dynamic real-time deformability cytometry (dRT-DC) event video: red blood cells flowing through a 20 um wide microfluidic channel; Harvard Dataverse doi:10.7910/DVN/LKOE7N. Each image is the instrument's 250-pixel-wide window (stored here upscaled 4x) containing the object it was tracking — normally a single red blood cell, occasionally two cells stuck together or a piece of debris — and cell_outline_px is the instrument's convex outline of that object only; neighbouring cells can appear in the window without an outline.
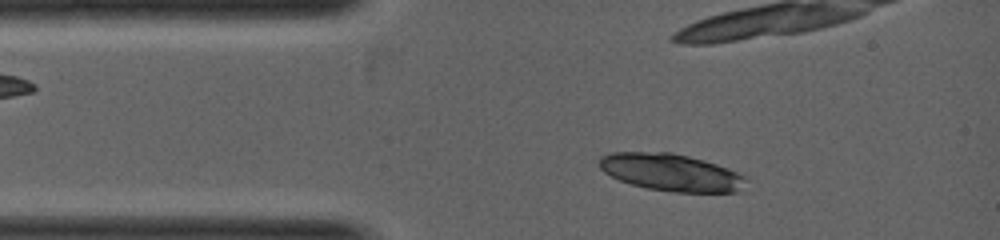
{"species": "common noctule bat (a hibernating species)", "species_latin": "Nyctalus noctula", "temperature_condition": "warm", "stored_images_in_passage": 11, "camera_frame_rate_fps": 5000, "um_per_image_px": 0.085, "animal": {"sex": "female", "body_mass_g": 19.0, "forearm_length_mm": 53.3}, "frame": {"image": 1, "passage_image": 7, "time_ms": 0.6, "image_size_px": [1000, 240], "cell_outline_px": [[748, 180], [736, 192], [672, 192], [648, 188], [632, 184], [620, 180], [604, 172], [600, 168], [600, 156], [612, 152], [672, 152], [704, 160], [744, 172], [748, 176]], "centroid_in_image_um": [57.11, 14.64], "position_along_channel_um": 27.9, "area_um2": 32.08}}